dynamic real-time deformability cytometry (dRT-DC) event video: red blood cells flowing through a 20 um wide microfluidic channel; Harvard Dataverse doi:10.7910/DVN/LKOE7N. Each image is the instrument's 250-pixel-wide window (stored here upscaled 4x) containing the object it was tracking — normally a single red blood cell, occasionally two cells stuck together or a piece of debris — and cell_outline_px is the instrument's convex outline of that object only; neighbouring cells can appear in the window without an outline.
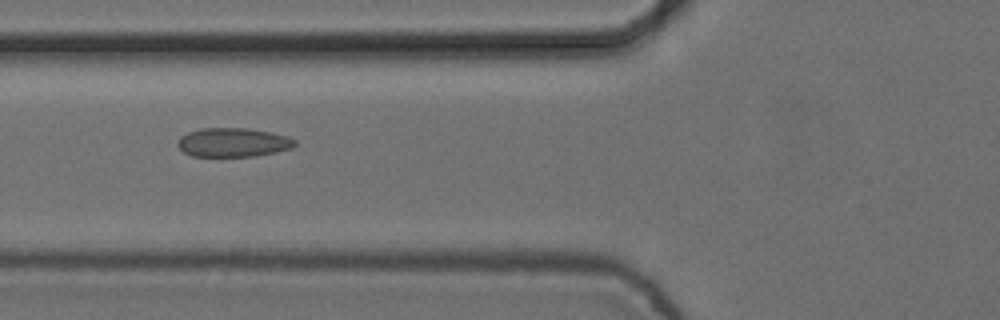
{"species": "common noctule bat (a hibernating species)", "species_latin": "Nyctalus noctula", "temperature_condition": "cold", "stored_images_in_passage": 7, "camera_frame_rate_fps": 3000, "um_per_image_px": 0.085, "animal": {"sex": "female", "body_mass_g": 24.6, "forearm_length_mm": 56.2}, "frame": {"image": 1, "passage_image": 6, "time_ms": 1.667, "image_size_px": [1000, 320], "cell_outline_px": [[296, 144], [292, 148], [276, 152], [256, 156], [192, 156], [184, 152], [176, 144], [180, 136], [188, 132], [200, 128], [248, 128], [272, 132], [288, 136], [296, 140]], "centroid_in_image_um": [19.82, 12.1], "position_along_channel_um": 106.0, "area_um2": 19.94}}
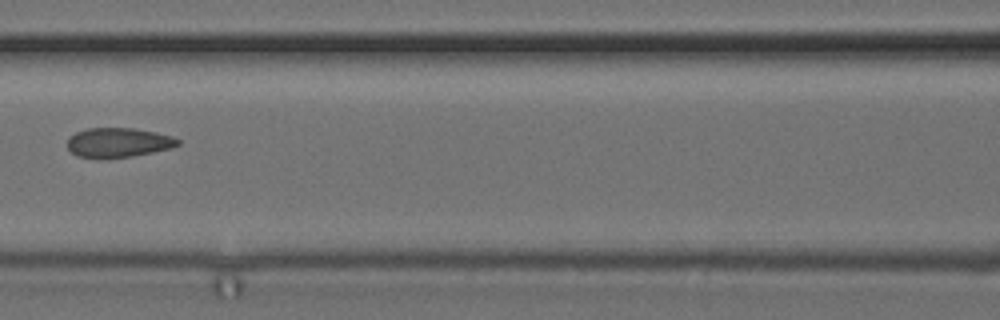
{"frame": {"image": 2, "passage_image": 7, "time_ms": 2.0, "image_size_px": [1000, 320], "cell_outline_px": [[180, 144], [172, 148], [132, 156], [76, 156], [68, 148], [68, 136], [76, 132], [88, 128], [136, 128], [156, 132], [172, 136], [180, 140]], "centroid_in_image_um": [10.09, 12.08], "position_along_channel_um": 156.5, "area_um2": 18.61}}